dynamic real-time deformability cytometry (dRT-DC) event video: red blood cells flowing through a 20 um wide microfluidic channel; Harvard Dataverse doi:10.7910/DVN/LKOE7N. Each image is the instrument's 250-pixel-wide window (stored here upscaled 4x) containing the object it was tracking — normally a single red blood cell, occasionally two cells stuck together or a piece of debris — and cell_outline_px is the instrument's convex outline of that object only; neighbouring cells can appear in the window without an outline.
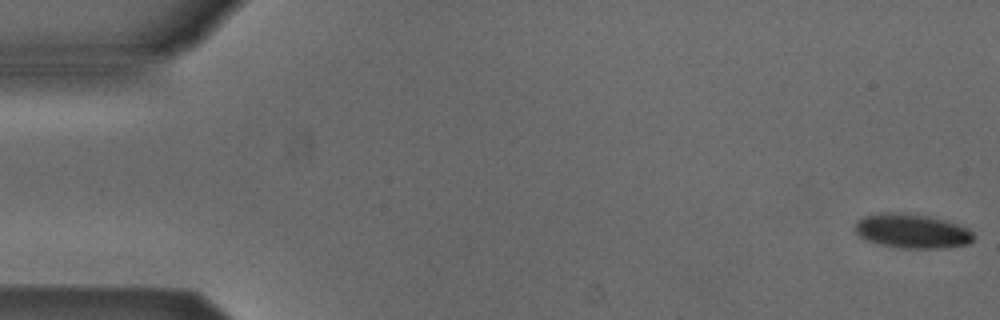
{"species": "Egyptian fruit bat (a non-hibernating species)", "species_latin": "Rousettus aegyptiacus", "temperature_condition": "cold", "stored_images_in_passage": 4, "camera_frame_rate_fps": 3000, "um_per_image_px": 0.085, "animal": {"sex": "male"}, "frame": {"image": 1, "passage_image": 1, "time_ms": 0.0, "image_size_px": [1000, 320], "cell_outline_px": [[972, 240], [968, 244], [948, 248], [900, 248], [880, 244], [868, 240], [860, 236], [856, 232], [856, 220], [864, 216], [884, 212], [908, 212], [928, 216], [944, 220], [968, 228], [972, 232]], "centroid_in_image_um": [77.52, 19.63], "position_along_channel_um": 7.5, "area_um2": 23.7}}
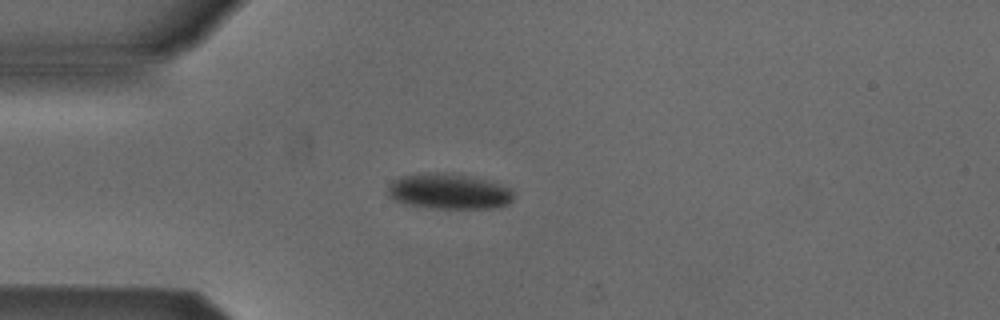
{"frame": {"image": 2, "passage_image": 4, "time_ms": 1.0, "image_size_px": [1000, 320], "cell_outline_px": [[512, 200], [508, 204], [496, 208], [424, 208], [404, 204], [392, 200], [388, 196], [388, 184], [392, 180], [400, 176], [424, 172], [448, 172], [468, 176], [484, 180], [512, 188]], "centroid_in_image_um": [38.07, 16.27], "position_along_channel_um": 46.9, "area_um2": 26.41}}